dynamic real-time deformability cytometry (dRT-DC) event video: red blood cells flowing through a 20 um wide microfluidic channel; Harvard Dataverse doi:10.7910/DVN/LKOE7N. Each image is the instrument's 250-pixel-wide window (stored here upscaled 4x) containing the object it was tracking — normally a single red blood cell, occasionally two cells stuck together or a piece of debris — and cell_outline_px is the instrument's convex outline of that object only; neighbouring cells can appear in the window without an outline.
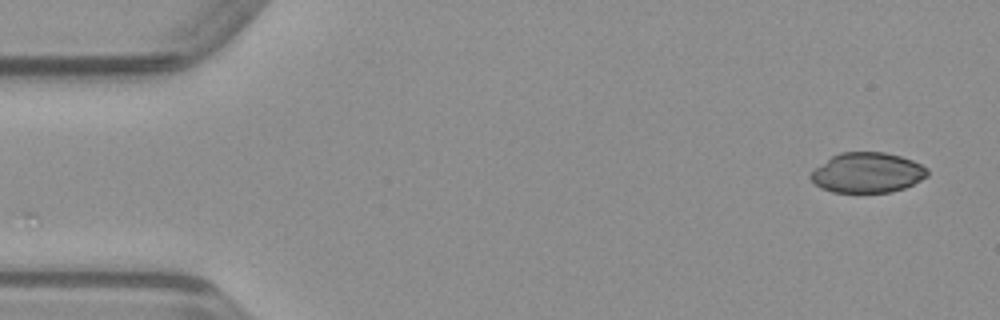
{"species": "common noctule bat (a hibernating species)", "species_latin": "Nyctalus noctula", "temperature_condition": "warm", "stored_images_in_passage": 48, "camera_frame_rate_fps": 3000, "um_per_image_px": 0.085, "animal": {"sex": "male", "body_mass_g": 23.1, "forearm_length_mm": 52.7}, "frame": {"image": 1, "passage_image": 1, "time_ms": 0.0, "image_size_px": [1000, 320], "cell_outline_px": [[928, 176], [904, 188], [892, 192], [832, 192], [820, 188], [808, 176], [816, 168], [832, 156], [840, 152], [884, 152], [900, 156], [912, 160], [928, 168]], "centroid_in_image_um": [73.73, 14.68], "position_along_channel_um": 11.3, "area_um2": 27.17}}
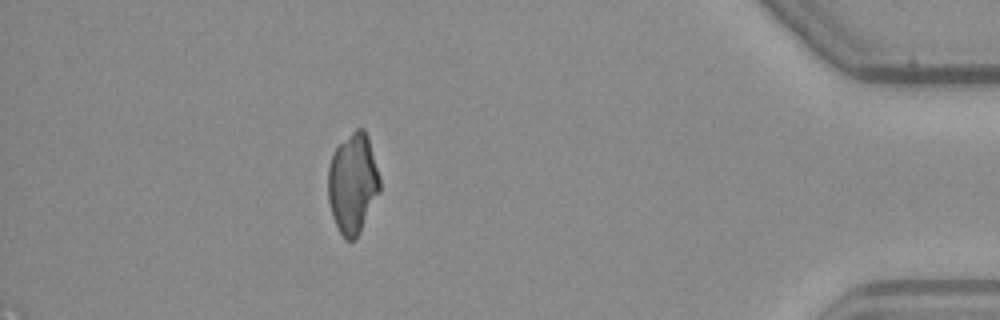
{"frame": {"image": 2, "passage_image": 42, "time_ms": 13.667, "image_size_px": [1000, 320], "cell_outline_px": [[380, 192], [360, 232], [352, 240], [344, 240], [332, 216], [328, 200], [328, 168], [332, 152], [356, 128], [364, 128], [368, 136], [380, 176]], "centroid_in_image_um": [29.99, 15.58], "position_along_channel_um": 405.2, "area_um2": 30.29}}